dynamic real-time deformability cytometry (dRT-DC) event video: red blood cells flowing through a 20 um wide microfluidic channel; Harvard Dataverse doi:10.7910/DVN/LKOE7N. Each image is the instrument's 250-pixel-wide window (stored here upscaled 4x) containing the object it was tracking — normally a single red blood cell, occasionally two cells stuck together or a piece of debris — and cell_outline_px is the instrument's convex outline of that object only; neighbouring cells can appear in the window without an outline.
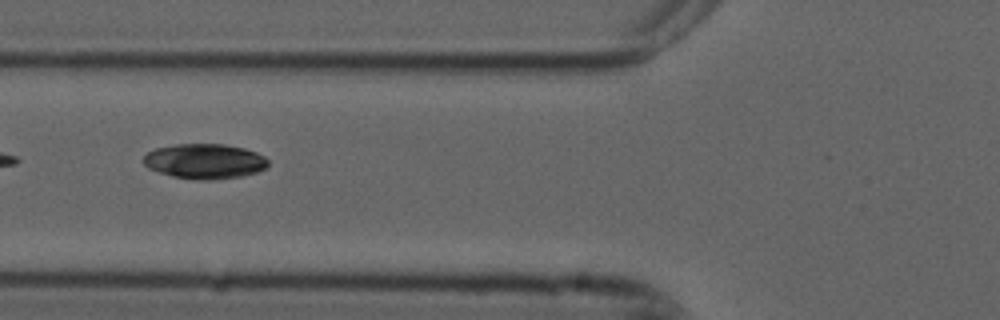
{"species": "common noctule bat (a hibernating species)", "species_latin": "Nyctalus noctula", "temperature_condition": "cold", "stored_images_in_passage": 7, "camera_frame_rate_fps": 3000, "um_per_image_px": 0.085, "animal": {"sex": "male", "forearm_length_mm": 52.5}, "frame": {"image": 1, "passage_image": 6, "time_ms": 1.667, "image_size_px": [1000, 320], "cell_outline_px": [[268, 164], [264, 168], [256, 172], [240, 176], [212, 180], [196, 180], [172, 176], [148, 168], [144, 164], [144, 156], [148, 152], [156, 148], [176, 144], [224, 144], [244, 148], [256, 152], [264, 156], [268, 160]], "centroid_in_image_um": [17.39, 13.7], "position_along_channel_um": 108.4, "area_um2": 25.32}}
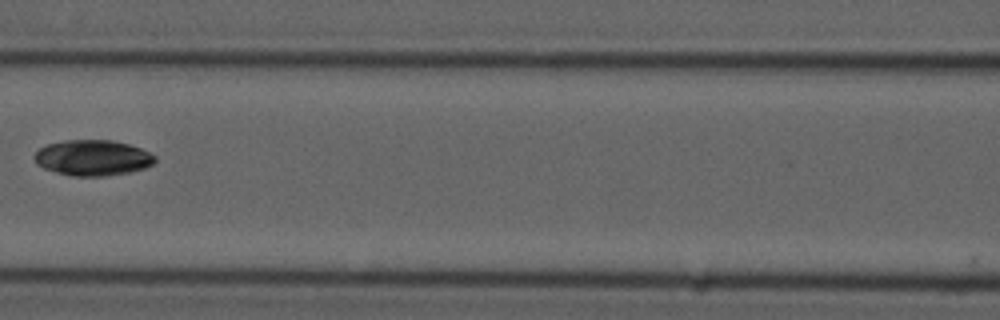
{"frame": {"image": 2, "passage_image": 7, "time_ms": 2.0, "image_size_px": [1000, 320], "cell_outline_px": [[156, 160], [152, 164], [144, 168], [128, 172], [104, 176], [72, 176], [56, 172], [44, 168], [36, 164], [32, 156], [40, 148], [48, 144], [64, 140], [112, 140], [128, 144], [140, 148], [156, 156]], "centroid_in_image_um": [7.85, 13.41], "position_along_channel_um": 158.7, "area_um2": 25.03}}